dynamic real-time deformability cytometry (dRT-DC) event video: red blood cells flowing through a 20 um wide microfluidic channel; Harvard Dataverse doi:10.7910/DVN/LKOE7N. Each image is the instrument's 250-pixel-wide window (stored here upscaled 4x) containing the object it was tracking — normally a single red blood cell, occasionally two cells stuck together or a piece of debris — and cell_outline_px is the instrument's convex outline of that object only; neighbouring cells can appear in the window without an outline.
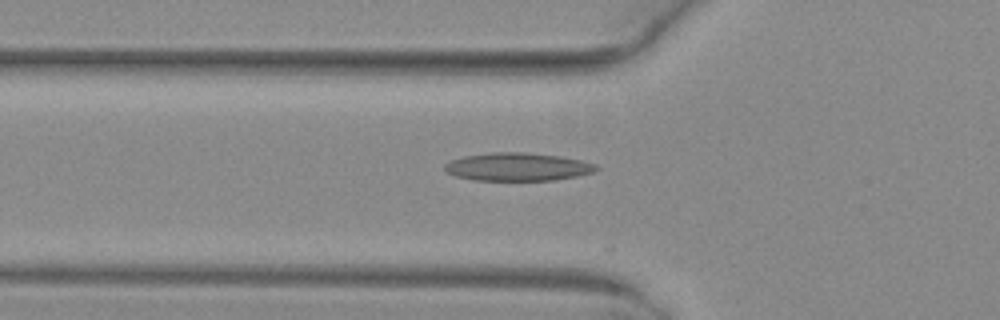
{"species": "common noctule bat (a hibernating species)", "species_latin": "Nyctalus noctula", "temperature_condition": "warm", "stored_images_in_passage": 39, "camera_frame_rate_fps": 3000, "um_per_image_px": 0.085, "animal": {"sex": "female", "body_mass_g": 29.2, "forearm_length_mm": 56.3}, "frame": {"image": 1, "passage_image": 6, "time_ms": 1.667, "image_size_px": [1000, 320], "cell_outline_px": [[600, 168], [592, 172], [576, 176], [556, 180], [476, 180], [456, 176], [448, 172], [444, 168], [444, 164], [452, 160], [464, 156], [492, 152], [524, 152], [560, 156], [580, 160], [596, 164]], "centroid_in_image_um": [44.01, 14.17], "position_along_channel_um": 81.8, "area_um2": 24.62}}
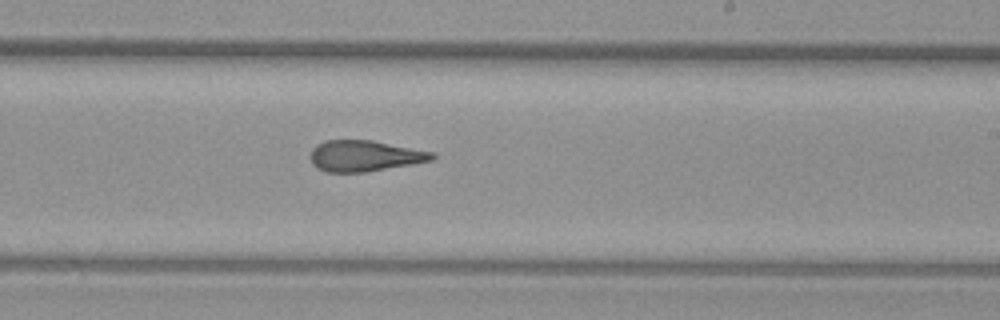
{"frame": {"image": 2, "passage_image": 19, "time_ms": 6.0, "image_size_px": [1000, 320], "cell_outline_px": [[436, 156], [432, 160], [412, 164], [368, 172], [324, 172], [316, 168], [312, 164], [312, 148], [316, 144], [324, 140], [372, 140], [436, 152]], "centroid_in_image_um": [31.01, 13.25], "position_along_channel_um": 258.0, "area_um2": 22.2}}
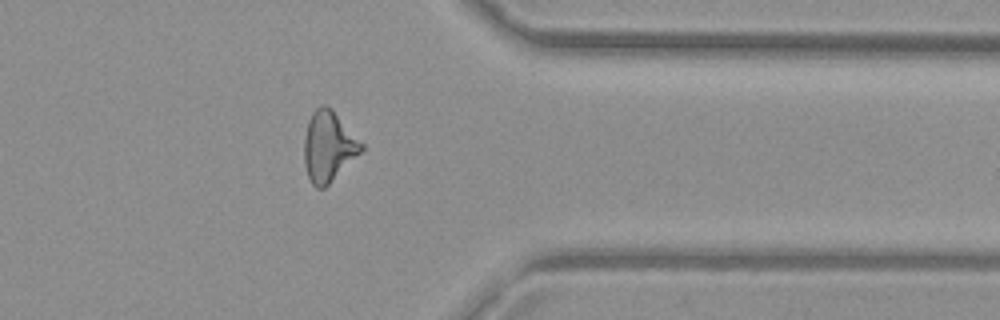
{"frame": {"image": 3, "passage_image": 29, "time_ms": 9.333, "image_size_px": [1000, 320], "cell_outline_px": [[364, 148], [324, 188], [316, 188], [312, 184], [308, 176], [304, 164], [304, 136], [308, 120], [312, 112], [320, 104], [324, 104], [332, 108], [364, 144]], "centroid_in_image_um": [27.9, 12.4], "position_along_channel_um": 383.5, "area_um2": 23.35}}